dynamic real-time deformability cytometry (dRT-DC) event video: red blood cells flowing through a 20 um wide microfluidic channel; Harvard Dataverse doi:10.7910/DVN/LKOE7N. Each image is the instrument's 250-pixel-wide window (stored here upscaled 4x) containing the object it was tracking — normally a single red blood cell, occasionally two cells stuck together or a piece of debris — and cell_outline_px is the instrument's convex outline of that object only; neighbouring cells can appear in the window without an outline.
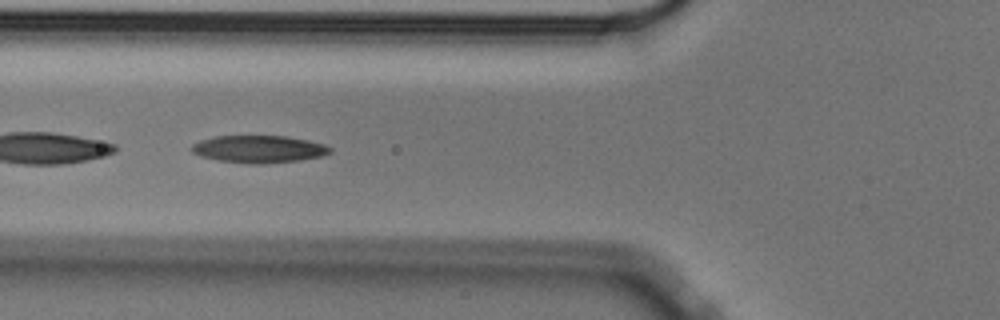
{"species": "Egyptian fruit bat (a non-hibernating species)", "species_latin": "Rousettus aegyptiacus", "temperature_condition": "cold", "stored_images_in_passage": 55, "camera_frame_rate_fps": 3000, "um_per_image_px": 0.085, "animal": {"sex": "male"}, "frame": {"image": 1, "passage_image": 21, "time_ms": 6.667, "image_size_px": [1000, 320], "cell_outline_px": [[332, 152], [320, 156], [300, 160], [260, 164], [248, 164], [220, 160], [200, 156], [192, 152], [192, 144], [200, 140], [212, 136], [284, 136], [308, 140], [324, 144], [332, 148]], "centroid_in_image_um": [21.99, 12.67], "position_along_channel_um": 103.8, "area_um2": 22.02}}
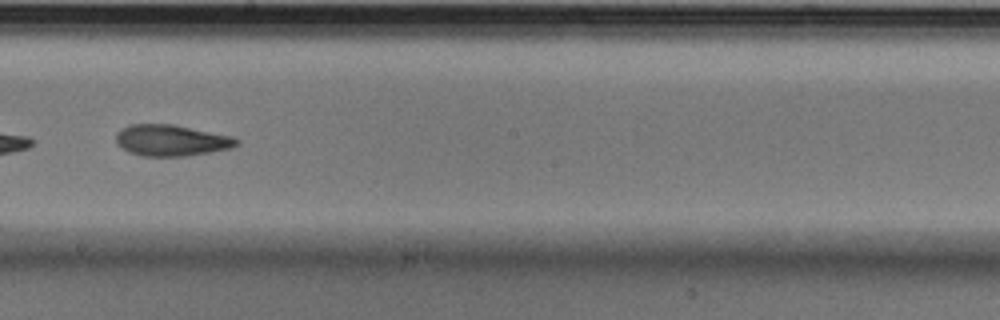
{"frame": {"image": 2, "passage_image": 32, "time_ms": 10.333, "image_size_px": [1000, 320], "cell_outline_px": [[240, 144], [232, 148], [188, 156], [140, 156], [128, 152], [120, 148], [116, 144], [116, 132], [120, 128], [132, 124], [172, 124], [232, 136], [240, 140]], "centroid_in_image_um": [14.54, 11.94], "position_along_channel_um": 233.7, "area_um2": 22.25}}
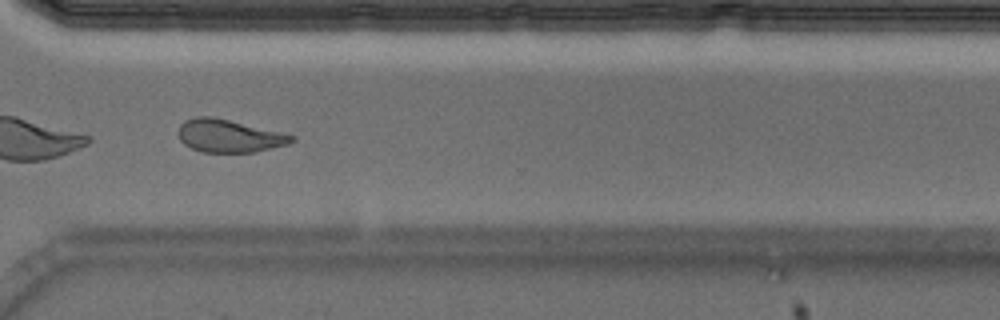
{"frame": {"image": 3, "passage_image": 42, "time_ms": 13.667, "image_size_px": [1000, 320], "cell_outline_px": [[296, 140], [288, 144], [256, 152], [200, 152], [184, 144], [180, 140], [176, 132], [180, 124], [184, 120], [196, 116], [212, 116], [296, 136]], "centroid_in_image_um": [19.42, 11.55], "position_along_channel_um": 351.2, "area_um2": 21.73}, "authors_computed_cell_mechanics": {"area_um2": 22.831, "velocity_mm_per_s": 3.5262, "shape_relaxation_time_tau1_ms": 5.9086, "shape_relaxation_time_tau2_ms": 4.3918, "deformation_change_tau1": 0.1519, "deformation_change_tau2": 0.1139}}